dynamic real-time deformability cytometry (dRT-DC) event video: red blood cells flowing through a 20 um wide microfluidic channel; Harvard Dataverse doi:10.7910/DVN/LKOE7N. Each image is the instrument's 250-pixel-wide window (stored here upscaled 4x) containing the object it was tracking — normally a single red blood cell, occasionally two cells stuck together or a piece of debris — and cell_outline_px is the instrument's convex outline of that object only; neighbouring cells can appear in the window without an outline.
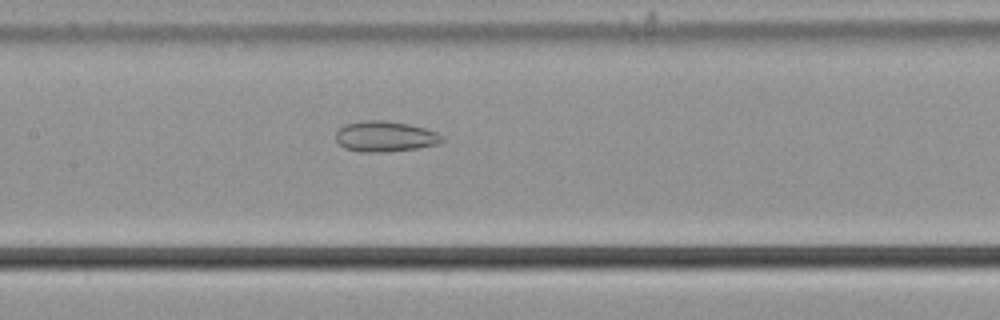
{"species": "common noctule bat (a hibernating species)", "species_latin": "Nyctalus noctula", "temperature_condition": "cold", "stored_images_in_passage": 55, "camera_frame_rate_fps": 3000, "um_per_image_px": 0.085, "animal": {"sex": "male", "body_mass_g": 21.5, "forearm_length_mm": 52.0}, "frame": {"image": 1, "passage_image": 27, "time_ms": 8.667, "image_size_px": [1000, 320], "cell_outline_px": [[444, 140], [436, 144], [416, 148], [376, 152], [360, 152], [344, 148], [336, 140], [336, 132], [344, 124], [360, 120], [384, 120], [408, 124], [424, 128], [436, 132]], "centroid_in_image_um": [32.67, 11.58], "position_along_channel_um": 174.7, "area_um2": 18.73}}
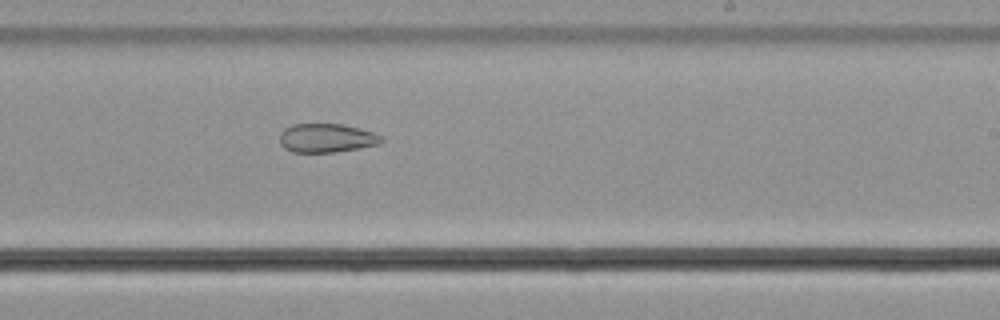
{"frame": {"image": 2, "passage_image": 34, "time_ms": 11.0, "image_size_px": [1000, 320], "cell_outline_px": [[384, 140], [380, 144], [360, 148], [336, 152], [292, 152], [284, 148], [280, 144], [280, 132], [284, 128], [292, 124], [340, 124], [372, 132], [384, 136]], "centroid_in_image_um": [27.75, 11.74], "position_along_channel_um": 261.2, "area_um2": 17.17}}
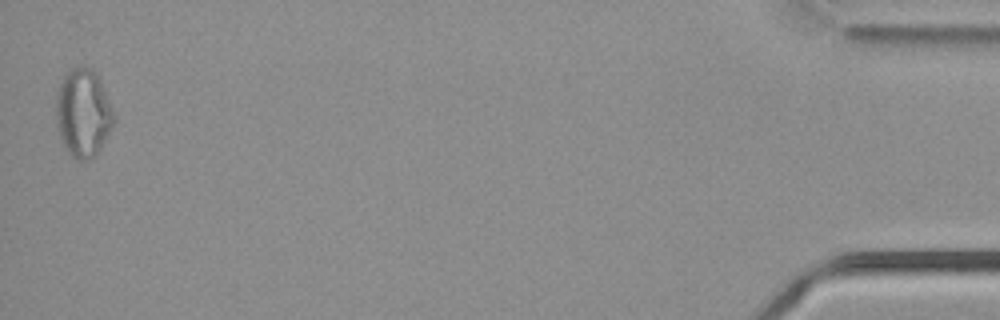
{"frame": {"image": 3, "passage_image": 55, "time_ms": 18.0, "image_size_px": [1000, 320], "cell_outline_px": [[116, 120], [112, 128], [100, 148], [88, 160], [76, 160], [68, 152], [60, 136], [56, 124], [56, 92], [64, 76], [72, 68], [84, 64], [92, 68], [96, 72], [100, 80]], "centroid_in_image_um": [7.06, 9.57], "position_along_channel_um": 428.1, "area_um2": 29.54}, "authors_computed_cell_mechanics": {"area_um2": 24.7962, "velocity_mm_per_s": 3.7325, "shape_relaxation_time_tau1_ms": null, "shape_relaxation_time_tau2_ms": 3.8304, "deformation_change_tau1": null, "deformation_change_tau2": 0.1045}}